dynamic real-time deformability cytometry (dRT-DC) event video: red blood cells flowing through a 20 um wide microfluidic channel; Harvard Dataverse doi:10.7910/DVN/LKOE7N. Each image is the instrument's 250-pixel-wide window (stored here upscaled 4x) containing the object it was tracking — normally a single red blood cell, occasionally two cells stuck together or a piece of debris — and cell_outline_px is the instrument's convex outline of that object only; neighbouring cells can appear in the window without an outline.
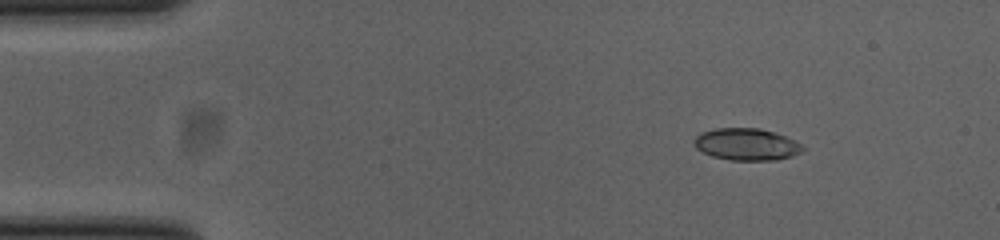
{"species": "common noctule bat (a hibernating species)", "species_latin": "Nyctalus noctula", "temperature_condition": "cold", "stored_images_in_passage": 46, "camera_frame_rate_fps": 3000, "um_per_image_px": 0.085, "animal": {"sex": "female", "body_mass_g": 23.0, "forearm_length_mm": 53.4}, "frame": {"image": 1, "passage_image": 1, "time_ms": 0.0, "image_size_px": [1000, 240], "cell_outline_px": [[804, 152], [792, 156], [776, 160], [732, 160], [712, 156], [696, 148], [692, 140], [700, 132], [716, 128], [760, 128], [776, 132], [796, 140], [804, 148]], "centroid_in_image_um": [63.48, 12.26], "position_along_channel_um": 21.5, "area_um2": 20.46}}
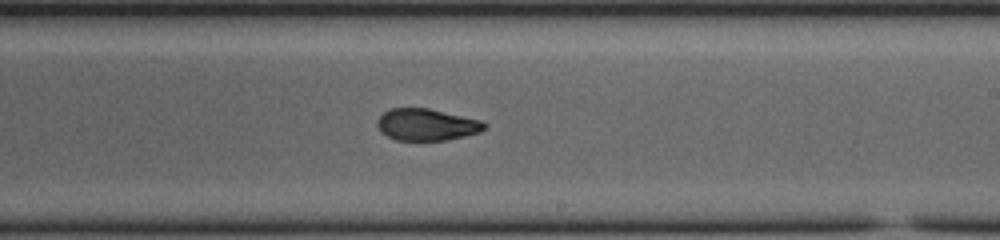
{"frame": {"image": 2, "passage_image": 25, "time_ms": 8.0, "image_size_px": [1000, 240], "cell_outline_px": [[484, 128], [480, 132], [464, 136], [444, 140], [396, 140], [380, 132], [376, 124], [376, 120], [384, 112], [392, 108], [428, 108], [480, 120], [484, 124]], "centroid_in_image_um": [36.2, 10.59], "position_along_channel_um": 252.8, "area_um2": 19.65}}
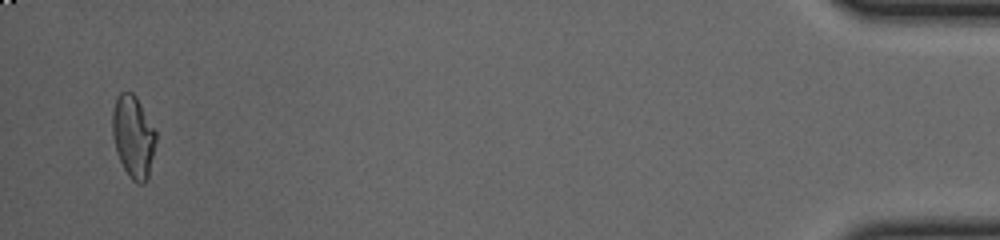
{"frame": {"image": 3, "passage_image": 45, "time_ms": 14.667, "image_size_px": [1000, 240], "cell_outline_px": [[156, 140], [148, 176], [144, 184], [136, 184], [128, 176], [120, 160], [112, 136], [112, 112], [116, 96], [120, 92], [132, 92], [136, 96], [156, 132]], "centroid_in_image_um": [11.31, 11.6], "position_along_channel_um": 423.9, "area_um2": 20.75}, "authors_computed_cell_mechanics": {"area_um2": 20.4034, "velocity_mm_per_s": 3.8777, "shape_relaxation_time_tau1_ms": 4.1502, "shape_relaxation_time_tau2_ms": 1.6706, "deformation_change_tau1": 0.1828, "deformation_change_tau2": 0.0744}}